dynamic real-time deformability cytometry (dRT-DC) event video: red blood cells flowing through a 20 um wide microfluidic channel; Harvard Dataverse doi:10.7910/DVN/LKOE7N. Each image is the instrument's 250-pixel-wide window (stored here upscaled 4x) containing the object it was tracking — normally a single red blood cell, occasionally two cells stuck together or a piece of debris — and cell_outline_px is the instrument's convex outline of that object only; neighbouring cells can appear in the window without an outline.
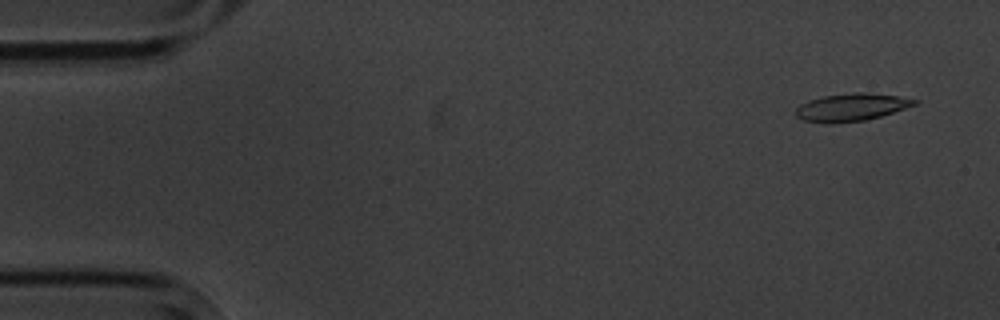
{"species": "common noctule bat (a hibernating species)", "species_latin": "Nyctalus noctula", "temperature_condition": "cold", "stored_images_in_passage": 10, "camera_frame_rate_fps": 3000, "um_per_image_px": 0.085, "animal": {"sex": "male", "body_mass_g": 20.1, "forearm_length_mm": 53.5}, "frame": {"image": 1, "passage_image": 1, "time_ms": 0.0, "image_size_px": [1000, 320], "cell_outline_px": [[920, 100], [916, 104], [880, 116], [864, 120], [828, 124], [804, 120], [796, 116], [796, 108], [800, 104], [808, 100], [824, 96], [852, 92], [868, 92], [896, 96]], "centroid_in_image_um": [72.33, 9.11], "position_along_channel_um": 12.7, "area_um2": 18.96}}
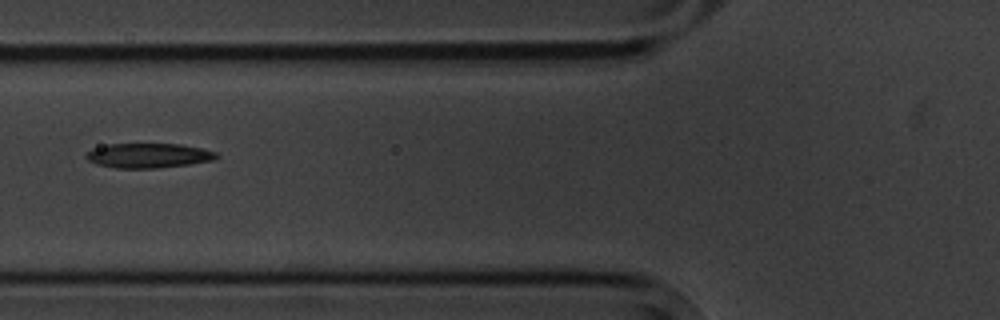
{"frame": {"image": 2, "passage_image": 6, "time_ms": 6.0, "image_size_px": [1000, 320], "cell_outline_px": [[220, 156], [212, 160], [188, 164], [156, 168], [116, 168], [96, 164], [88, 160], [84, 156], [92, 148], [108, 144], [180, 144], [200, 148], [216, 152]], "centroid_in_image_um": [12.58, 13.22], "position_along_channel_um": 113.2, "area_um2": 18.61}}
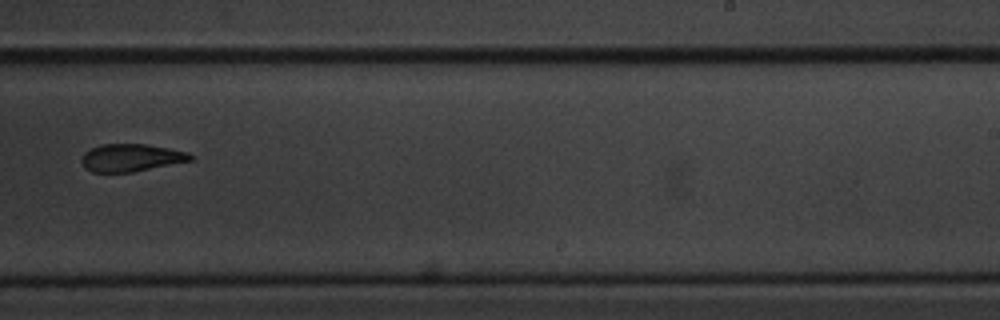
{"frame": {"image": 3, "passage_image": 10, "time_ms": 10.667, "image_size_px": [1000, 320], "cell_outline_px": [[192, 160], [132, 172], [92, 172], [84, 168], [80, 160], [84, 152], [100, 144], [148, 144], [188, 152], [192, 156]], "centroid_in_image_um": [11.1, 13.4], "position_along_channel_um": 277.9, "area_um2": 17.46}}